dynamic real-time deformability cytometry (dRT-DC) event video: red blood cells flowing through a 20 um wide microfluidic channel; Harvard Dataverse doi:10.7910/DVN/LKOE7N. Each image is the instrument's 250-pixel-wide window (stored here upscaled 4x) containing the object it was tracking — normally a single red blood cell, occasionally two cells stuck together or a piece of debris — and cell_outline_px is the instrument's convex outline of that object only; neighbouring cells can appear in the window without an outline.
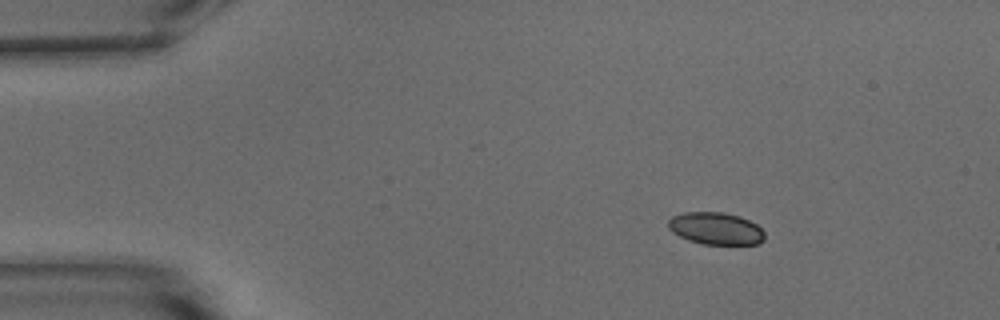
{"species": "common noctule bat (a hibernating species)", "species_latin": "Nyctalus noctula", "temperature_condition": "warm", "stored_images_in_passage": 47, "camera_frame_rate_fps": 3000, "um_per_image_px": 0.085, "animal": {"sex": "male", "body_mass_g": 15.6}, "frame": {"image": 1, "passage_image": 1, "time_ms": 0.0, "image_size_px": [1000, 320], "cell_outline_px": [[764, 240], [756, 244], [704, 244], [688, 240], [672, 232], [668, 228], [668, 220], [672, 216], [684, 212], [724, 212], [740, 216], [756, 224], [764, 232]], "centroid_in_image_um": [60.82, 19.41], "position_along_channel_um": 24.2, "area_um2": 18.09}}
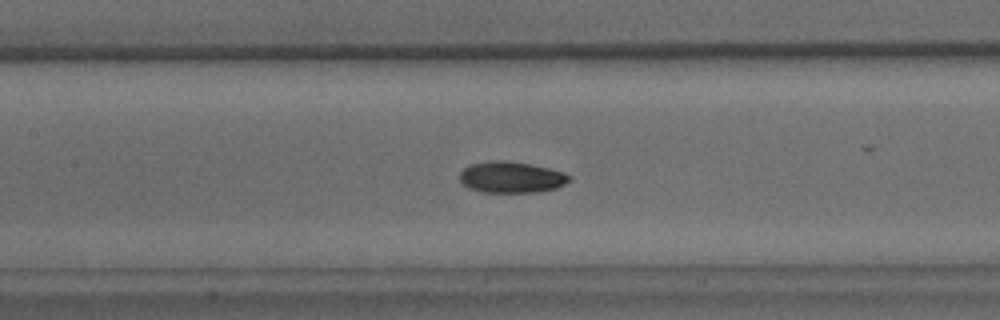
{"frame": {"image": 2, "passage_image": 18, "time_ms": 5.667, "image_size_px": [1000, 320], "cell_outline_px": [[572, 180], [556, 188], [536, 192], [480, 192], [464, 184], [460, 180], [460, 172], [464, 168], [472, 164], [492, 160], [504, 160], [532, 164], [564, 172], [572, 176]], "centroid_in_image_um": [43.5, 15.05], "position_along_channel_um": 163.9, "area_um2": 19.94}}
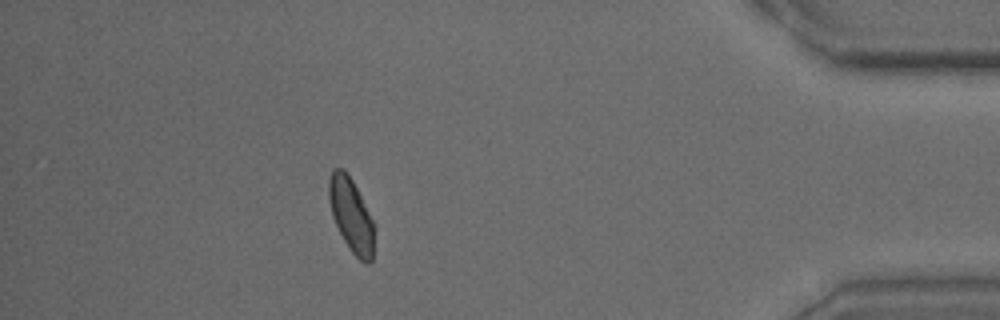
{"frame": {"image": 3, "passage_image": 41, "time_ms": 13.333, "image_size_px": [1000, 320], "cell_outline_px": [[376, 224], [372, 260], [368, 264], [364, 264], [352, 252], [344, 240], [332, 216], [328, 196], [328, 180], [332, 168], [344, 168], [352, 180]], "centroid_in_image_um": [29.87, 18.28], "position_along_channel_um": 405.3, "area_um2": 19.83}, "authors_computed_cell_mechanics": {"area_um2": 19.941, "velocity_mm_per_s": 3.7604, "shape_relaxation_time_tau1_ms": 3.3525, "shape_relaxation_time_tau2_ms": 2.9306, "deformation_change_tau1": 0.1024, "deformation_change_tau2": 0.0765}}